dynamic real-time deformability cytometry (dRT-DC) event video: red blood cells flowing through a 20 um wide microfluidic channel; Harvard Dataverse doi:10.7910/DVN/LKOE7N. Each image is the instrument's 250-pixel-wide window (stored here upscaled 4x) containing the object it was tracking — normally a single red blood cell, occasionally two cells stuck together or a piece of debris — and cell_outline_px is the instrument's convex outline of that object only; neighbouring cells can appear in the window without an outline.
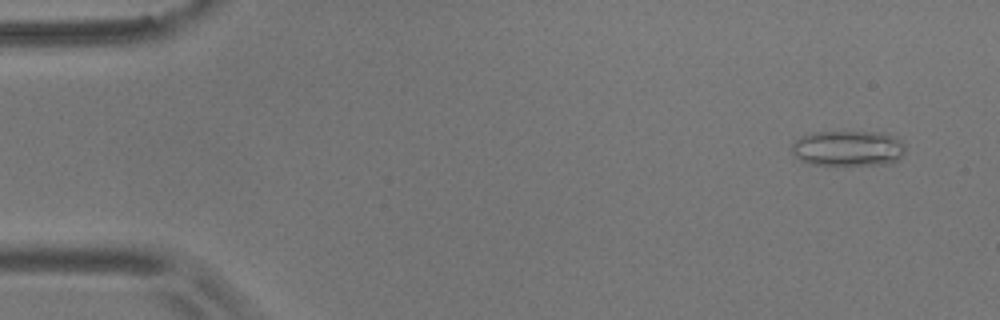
{"species": "common noctule bat (a hibernating species)", "species_latin": "Nyctalus noctula", "temperature_condition": "room temperature", "stored_images_in_passage": 53, "camera_frame_rate_fps": 3000, "um_per_image_px": 0.085, "animal": {"sex": "male", "body_mass_g": 17.9}, "frame": {"image": 1, "passage_image": 4, "time_ms": 1.0, "image_size_px": [1000, 320], "cell_outline_px": [[904, 152], [892, 164], [812, 164], [800, 160], [792, 152], [792, 144], [796, 140], [804, 136], [816, 132], [884, 132], [900, 140], [904, 144]], "centroid_in_image_um": [72.11, 12.6], "position_along_channel_um": 12.9, "area_um2": 23.18}}
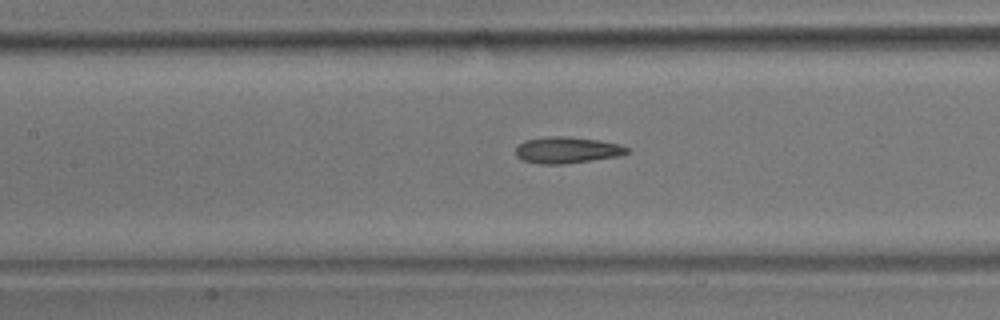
{"frame": {"image": 2, "passage_image": 25, "time_ms": 8.0, "image_size_px": [1000, 320], "cell_outline_px": [[632, 152], [620, 156], [564, 164], [540, 164], [524, 160], [516, 156], [516, 144], [524, 140], [552, 136], [568, 136], [600, 140], [620, 144], [628, 148]], "centroid_in_image_um": [48.22, 12.75], "position_along_channel_um": 159.2, "area_um2": 17.34}}
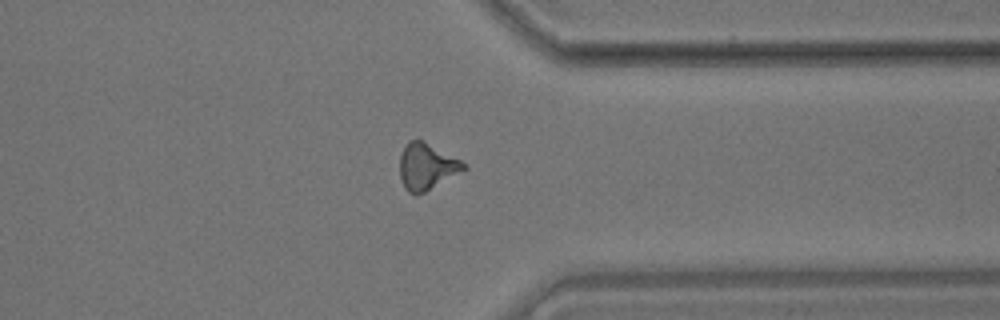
{"frame": {"image": 3, "passage_image": 43, "time_ms": 14.0, "image_size_px": [1000, 320], "cell_outline_px": [[468, 168], [424, 192], [416, 196], [412, 196], [404, 188], [400, 180], [400, 156], [408, 140], [420, 140], [468, 164]], "centroid_in_image_um": [36.24, 14.2], "position_along_channel_um": 375.2, "area_um2": 17.11}}